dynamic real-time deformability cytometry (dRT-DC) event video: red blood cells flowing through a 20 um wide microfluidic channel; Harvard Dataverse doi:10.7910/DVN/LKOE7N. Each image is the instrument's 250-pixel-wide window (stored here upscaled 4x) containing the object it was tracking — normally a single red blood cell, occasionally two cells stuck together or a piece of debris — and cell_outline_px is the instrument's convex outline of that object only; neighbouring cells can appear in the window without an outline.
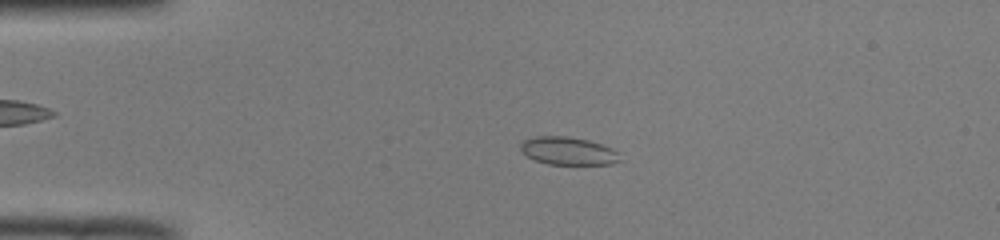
{"species": "common noctule bat (a hibernating species)", "species_latin": "Nyctalus noctula", "temperature_condition": "room temperature", "stored_images_in_passage": 50, "camera_frame_rate_fps": 3000, "um_per_image_px": 0.085, "animal": {"sex": "male", "body_mass_g": 19.0, "forearm_length_mm": 50.8}, "frame": {"image": 1, "passage_image": 11, "time_ms": 3.333, "image_size_px": [1000, 240], "cell_outline_px": [[620, 160], [612, 164], [548, 164], [536, 160], [528, 156], [520, 148], [520, 144], [524, 140], [536, 136], [568, 136], [588, 140], [612, 148], [616, 152]], "centroid_in_image_um": [48.28, 12.82], "position_along_channel_um": 36.7, "area_um2": 15.9}}
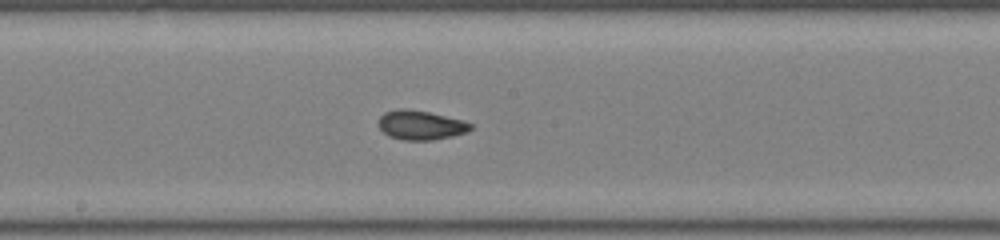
{"frame": {"image": 2, "passage_image": 27, "time_ms": 8.667, "image_size_px": [1000, 240], "cell_outline_px": [[472, 128], [468, 132], [452, 136], [432, 140], [400, 140], [388, 136], [380, 128], [380, 116], [384, 112], [400, 108], [404, 108], [428, 112], [460, 120], [472, 124]], "centroid_in_image_um": [35.74, 10.64], "position_along_channel_um": 212.5, "area_um2": 15.55}}
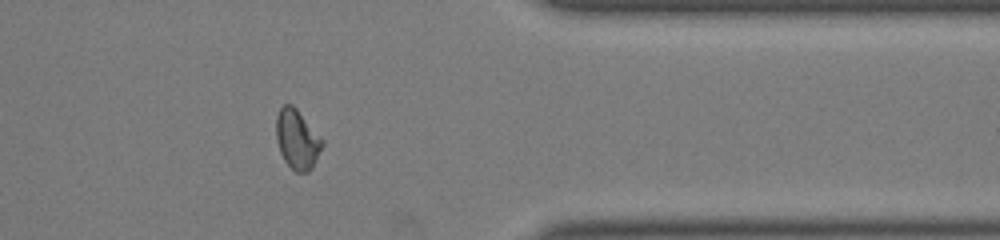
{"frame": {"image": 3, "passage_image": 41, "time_ms": 13.333, "image_size_px": [1000, 240], "cell_outline_px": [[324, 144], [312, 168], [308, 172], [296, 172], [284, 160], [280, 152], [276, 140], [276, 116], [280, 108], [284, 104], [292, 104], [296, 108], [324, 140]], "centroid_in_image_um": [25.26, 11.84], "position_along_channel_um": 386.1, "area_um2": 16.01}, "authors_computed_cell_mechanics": {"area_um2": 15.9528, "velocity_mm_per_s": 4.0103, "shape_relaxation_time_tau1_ms": null, "shape_relaxation_time_tau2_ms": 1.76, "deformation_change_tau1": null, "deformation_change_tau2": 0.0649}}